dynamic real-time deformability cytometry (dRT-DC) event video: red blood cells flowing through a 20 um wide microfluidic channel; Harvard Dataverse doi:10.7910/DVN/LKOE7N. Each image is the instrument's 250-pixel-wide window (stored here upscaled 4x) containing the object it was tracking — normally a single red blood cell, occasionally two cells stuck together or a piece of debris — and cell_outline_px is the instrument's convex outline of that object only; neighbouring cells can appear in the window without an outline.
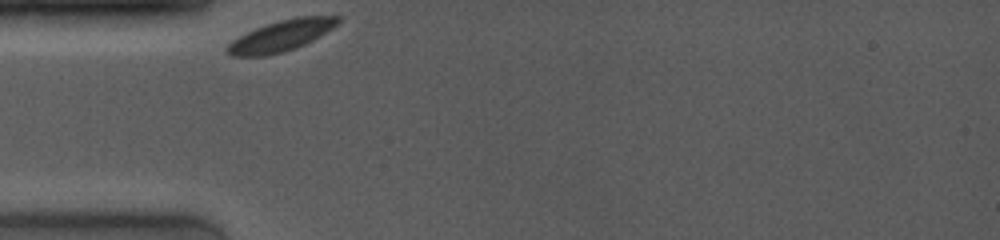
{"species": "common noctule bat (a hibernating species)", "species_latin": "Nyctalus noctula", "temperature_condition": "room temperature", "stored_images_in_passage": 34, "camera_frame_rate_fps": 4000, "um_per_image_px": 0.085, "animal": {"sex": "female", "body_mass_g": 19.0, "forearm_length_mm": 53.3}, "frame": {"image": 1, "passage_image": 1, "time_ms": 0.0, "image_size_px": [1000, 240], "cell_outline_px": [[344, 16], [332, 28], [312, 40], [296, 48], [284, 52], [264, 56], [232, 56], [224, 48], [232, 40], [256, 28], [280, 20], [296, 16]], "centroid_in_image_um": [23.9, 3.04], "position_along_channel_um": 61.1, "area_um2": 19.77}}
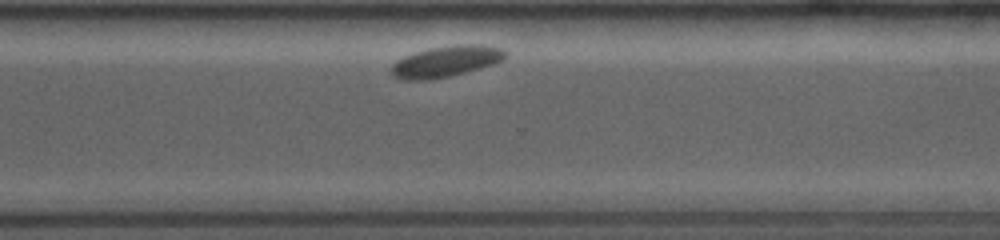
{"frame": {"image": 2, "passage_image": 28, "time_ms": 7.75, "image_size_px": [1000, 240], "cell_outline_px": [[508, 56], [504, 60], [480, 68], [448, 76], [428, 80], [404, 80], [392, 76], [392, 64], [396, 60], [404, 56], [428, 48], [456, 44], [472, 44], [504, 48], [508, 52]], "centroid_in_image_um": [37.93, 5.21], "position_along_channel_um": 332.7, "area_um2": 20.69}}
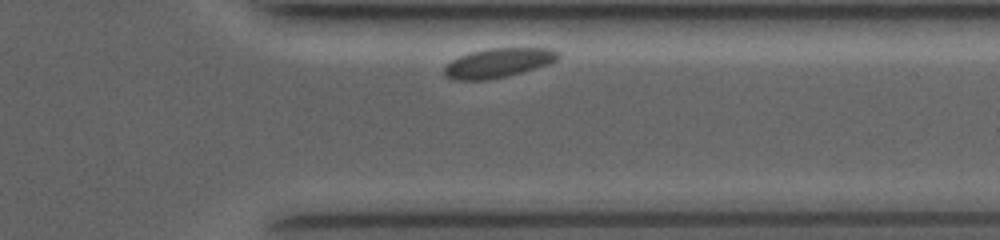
{"frame": {"image": 3, "passage_image": 32, "time_ms": 8.75, "image_size_px": [1000, 240], "cell_outline_px": [[560, 56], [556, 60], [548, 64], [536, 68], [508, 76], [488, 80], [452, 80], [444, 76], [444, 68], [452, 60], [460, 56], [472, 52], [488, 48], [552, 48], [560, 52]], "centroid_in_image_um": [42.36, 5.35], "position_along_channel_um": 369.0, "area_um2": 19.54}}